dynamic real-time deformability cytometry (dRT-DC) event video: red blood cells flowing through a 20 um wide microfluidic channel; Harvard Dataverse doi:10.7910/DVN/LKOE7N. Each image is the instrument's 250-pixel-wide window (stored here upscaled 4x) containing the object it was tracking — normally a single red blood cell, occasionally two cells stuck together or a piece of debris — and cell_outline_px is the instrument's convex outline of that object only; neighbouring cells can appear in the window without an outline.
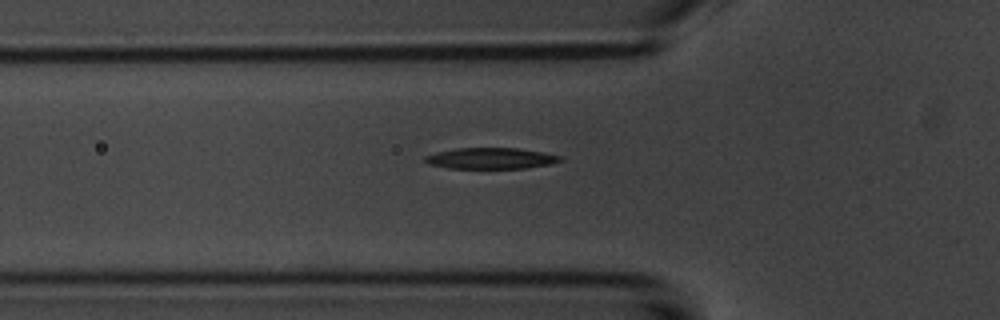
{"species": "common noctule bat (a hibernating species)", "species_latin": "Nyctalus noctula", "temperature_condition": "room temperature", "stored_images_in_passage": 3, "camera_frame_rate_fps": 3000, "um_per_image_px": 0.085, "animal": {"sex": "male", "body_mass_g": 20.1, "forearm_length_mm": 53.5}, "frame": {"image": 1, "passage_image": 3, "time_ms": 2.333, "image_size_px": [1000, 320], "cell_outline_px": [[564, 160], [552, 164], [524, 168], [448, 168], [428, 164], [424, 160], [424, 156], [436, 152], [456, 148], [520, 148], [560, 156]], "centroid_in_image_um": [41.7, 13.46], "position_along_channel_um": 84.1, "area_um2": 16.59}}